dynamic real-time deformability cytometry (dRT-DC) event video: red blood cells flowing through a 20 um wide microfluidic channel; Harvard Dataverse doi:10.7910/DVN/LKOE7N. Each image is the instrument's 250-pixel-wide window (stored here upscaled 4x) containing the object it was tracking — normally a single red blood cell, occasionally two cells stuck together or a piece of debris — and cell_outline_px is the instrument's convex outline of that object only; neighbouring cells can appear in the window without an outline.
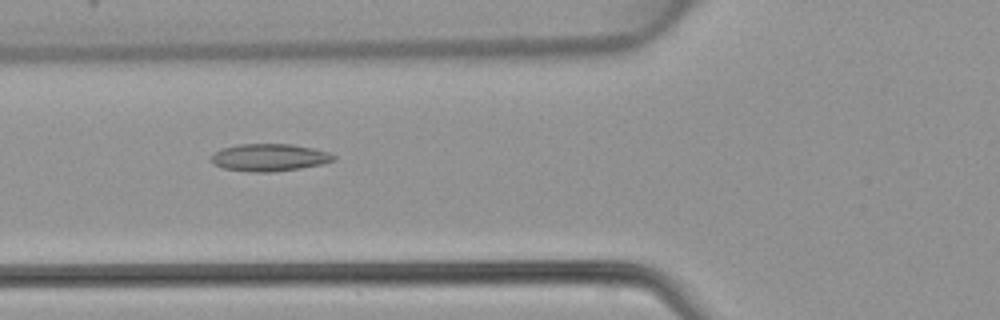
{"species": "common noctule bat (a hibernating species)", "species_latin": "Nyctalus noctula", "temperature_condition": "warm", "stored_images_in_passage": 48, "camera_frame_rate_fps": 3000, "um_per_image_px": 0.085, "animal": {"sex": "female", "body_mass_g": 22.7, "forearm_length_mm": 54.2}, "frame": {"image": 1, "passage_image": 18, "time_ms": 5.667, "image_size_px": [1000, 320], "cell_outline_px": [[336, 160], [320, 164], [300, 168], [272, 172], [256, 172], [224, 168], [212, 164], [208, 160], [212, 152], [220, 148], [240, 144], [292, 144], [312, 148], [328, 152], [336, 156]], "centroid_in_image_um": [22.83, 13.38], "position_along_channel_um": 103.0, "area_um2": 19.65}}
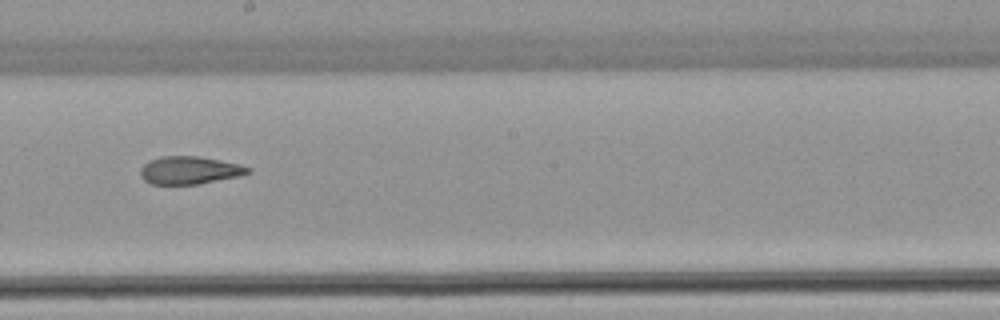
{"frame": {"image": 2, "passage_image": 27, "time_ms": 8.667, "image_size_px": [1000, 320], "cell_outline_px": [[252, 172], [244, 176], [200, 184], [152, 184], [144, 180], [140, 176], [140, 168], [148, 160], [160, 156], [200, 156], [240, 164], [252, 168]], "centroid_in_image_um": [16.16, 14.47], "position_along_channel_um": 232.0, "area_um2": 17.86}}
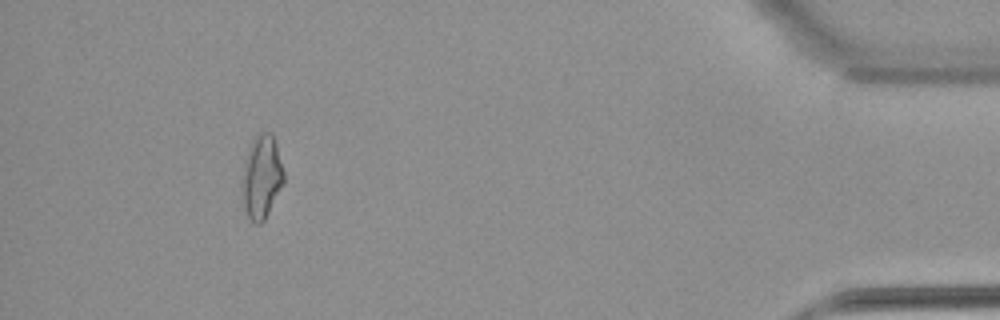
{"frame": {"image": 3, "passage_image": 44, "time_ms": 14.333, "image_size_px": [1000, 320], "cell_outline_px": [[284, 184], [264, 220], [260, 224], [256, 224], [248, 216], [244, 208], [240, 184], [240, 180], [244, 160], [248, 148], [252, 140], [260, 132], [272, 132], [276, 144], [284, 172]], "centroid_in_image_um": [22.21, 15.03], "position_along_channel_um": 413.0, "area_um2": 20.63}}